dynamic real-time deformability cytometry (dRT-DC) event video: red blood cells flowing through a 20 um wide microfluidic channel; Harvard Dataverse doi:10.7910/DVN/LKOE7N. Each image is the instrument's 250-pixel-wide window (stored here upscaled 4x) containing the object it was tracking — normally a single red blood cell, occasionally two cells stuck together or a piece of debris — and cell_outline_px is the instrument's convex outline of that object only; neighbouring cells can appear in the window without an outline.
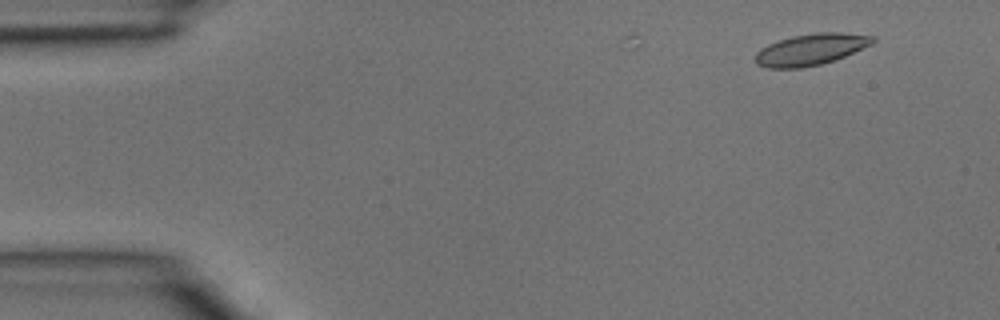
{"species": "common noctule bat (a hibernating species)", "species_latin": "Nyctalus noctula", "temperature_condition": "room temperature", "stored_images_in_passage": 3, "camera_frame_rate_fps": 3000, "um_per_image_px": 0.085, "animal": {"sex": "male", "body_mass_g": 15.6}, "frame": {"image": 1, "passage_image": 1, "time_ms": 0.0, "image_size_px": [1000, 320], "cell_outline_px": [[876, 40], [872, 44], [836, 60], [820, 64], [800, 68], [768, 68], [756, 64], [752, 60], [756, 52], [760, 48], [768, 44], [792, 36], [816, 32], [840, 32], [876, 36]], "centroid_in_image_um": [68.9, 4.2], "position_along_channel_um": 16.1, "area_um2": 21.73}}